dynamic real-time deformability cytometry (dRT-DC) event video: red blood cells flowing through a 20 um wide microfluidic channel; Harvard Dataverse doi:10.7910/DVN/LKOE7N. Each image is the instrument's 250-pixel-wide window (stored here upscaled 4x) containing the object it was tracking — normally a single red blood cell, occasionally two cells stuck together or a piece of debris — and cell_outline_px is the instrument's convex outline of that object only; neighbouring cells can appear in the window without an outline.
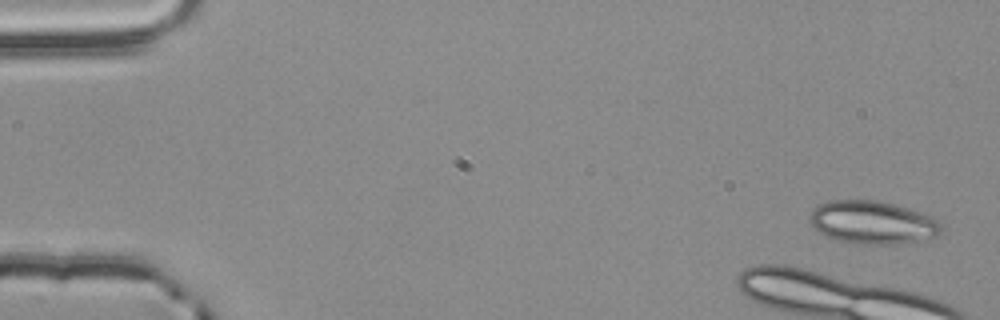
{"species": "common noctule bat (a hibernating species)", "species_latin": "Nyctalus noctula", "temperature_condition": "room temperature", "stored_images_in_passage": 4, "camera_frame_rate_fps": 3000, "um_per_image_px": 0.085, "animal": {"sex": "male", "body_mass_g": 20.4}, "frame": {"image": 1, "passage_image": 1, "time_ms": 0.0, "image_size_px": [1000, 320], "cell_outline_px": [[940, 232], [936, 236], [916, 240], [888, 244], [860, 244], [840, 240], [828, 236], [820, 232], [808, 220], [808, 216], [820, 204], [828, 200], [876, 200], [908, 208], [932, 216], [940, 220]], "centroid_in_image_um": [74.16, 18.89], "position_along_channel_um": 10.8, "area_um2": 32.43}}